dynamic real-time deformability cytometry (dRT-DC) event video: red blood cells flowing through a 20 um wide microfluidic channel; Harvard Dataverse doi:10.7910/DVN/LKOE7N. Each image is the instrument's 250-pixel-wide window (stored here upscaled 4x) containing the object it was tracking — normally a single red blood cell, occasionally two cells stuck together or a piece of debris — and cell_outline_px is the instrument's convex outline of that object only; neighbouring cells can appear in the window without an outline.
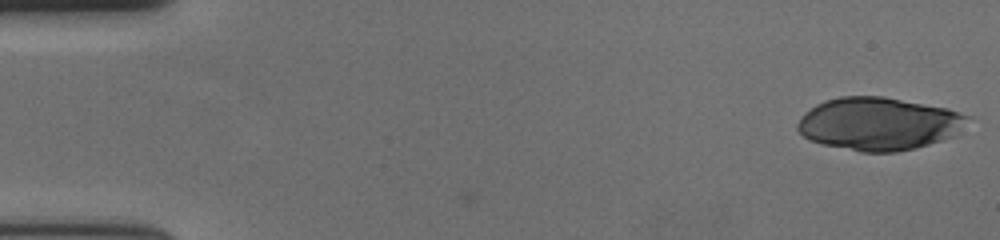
{"species": "human", "species_latin": "Homo sapiens", "temperature_condition": "cold", "stored_images_in_passage": 56, "camera_frame_rate_fps": 3000, "um_per_image_px": 0.085, "donor": {"sex": "female"}, "frame": {"image": 1, "passage_image": 1, "time_ms": 0.0, "image_size_px": [1000, 240], "cell_outline_px": [[968, 116], [956, 136], [944, 140], [916, 148], [896, 152], [860, 152], [824, 144], [812, 140], [804, 136], [796, 128], [796, 124], [804, 112], [816, 104], [824, 100], [840, 96], [884, 96], [948, 108]], "centroid_in_image_um": [74.67, 10.51], "position_along_channel_um": 10.3, "area_um2": 52.37}}
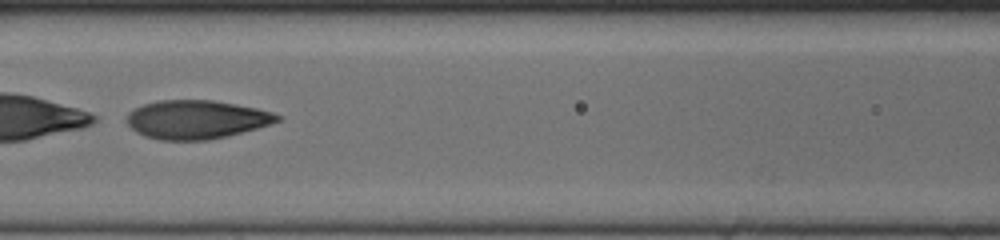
{"frame": {"image": 2, "passage_image": 26, "time_ms": 8.333, "image_size_px": [1000, 240], "cell_outline_px": [[284, 116], [280, 120], [256, 128], [208, 140], [160, 140], [144, 136], [136, 132], [128, 124], [128, 112], [144, 104], [160, 100], [212, 100], [236, 104], [256, 108], [272, 112]], "centroid_in_image_um": [16.69, 10.15], "position_along_channel_um": 149.9, "area_um2": 33.58}}
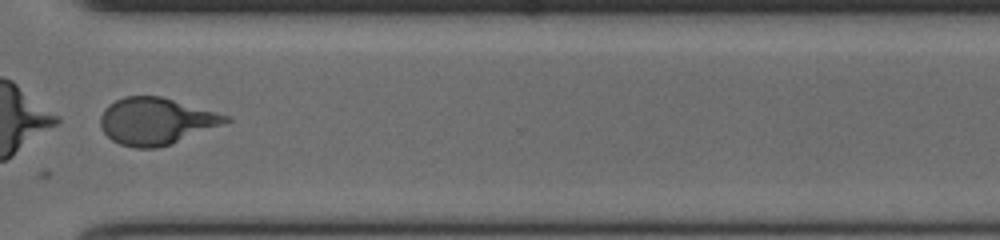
{"frame": {"image": 3, "passage_image": 43, "time_ms": 14.0, "image_size_px": [1000, 240], "cell_outline_px": [[232, 120], [168, 144], [156, 148], [136, 148], [120, 144], [112, 140], [100, 128], [100, 116], [104, 108], [108, 104], [124, 96], [160, 96], [232, 116]], "centroid_in_image_um": [13.21, 10.28], "position_along_channel_um": 357.4, "area_um2": 33.81}}